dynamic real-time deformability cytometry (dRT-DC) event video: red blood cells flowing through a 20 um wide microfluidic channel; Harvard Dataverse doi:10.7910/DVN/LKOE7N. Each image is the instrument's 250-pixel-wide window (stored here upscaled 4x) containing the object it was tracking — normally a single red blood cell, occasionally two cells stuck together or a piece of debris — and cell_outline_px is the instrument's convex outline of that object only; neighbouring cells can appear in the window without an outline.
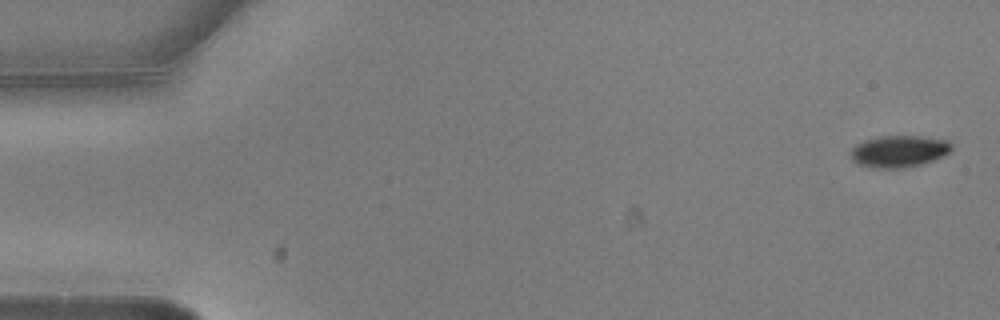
{"species": "common noctule bat (a hibernating species)", "species_latin": "Nyctalus noctula", "temperature_condition": "warm", "stored_images_in_passage": 5, "camera_frame_rate_fps": 3000, "um_per_image_px": 0.085, "animal": {"sex": "male", "body_mass_g": 20.5, "forearm_length_mm": 52.5}, "frame": {"image": 1, "passage_image": 1, "time_ms": 0.0, "image_size_px": [1000, 320], "cell_outline_px": [[952, 148], [944, 156], [920, 164], [904, 168], [876, 168], [856, 164], [852, 160], [852, 148], [856, 144], [864, 140], [880, 136], [920, 136], [948, 140], [952, 144]], "centroid_in_image_um": [76.41, 12.86], "position_along_channel_um": 8.6, "area_um2": 18.67}}